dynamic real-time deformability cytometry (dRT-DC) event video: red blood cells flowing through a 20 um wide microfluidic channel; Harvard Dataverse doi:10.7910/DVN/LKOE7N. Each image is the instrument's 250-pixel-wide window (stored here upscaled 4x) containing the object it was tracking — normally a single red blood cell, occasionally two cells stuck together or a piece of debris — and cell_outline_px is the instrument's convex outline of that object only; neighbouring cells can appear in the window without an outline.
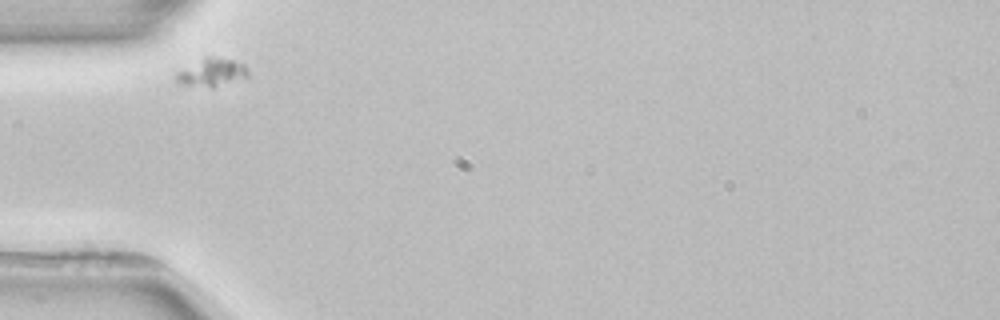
{"species": "common noctule bat (a hibernating species)", "species_latin": "Nyctalus noctula", "temperature_condition": "room temperature", "stored_images_in_passage": 5, "camera_frame_rate_fps": 3000, "um_per_image_px": 0.085, "animal": {"sex": "female", "body_mass_g": 22.7, "forearm_length_mm": 54.2}, "frame": {"image": 1, "passage_image": 1, "time_ms": 0.0, "image_size_px": [1000, 320], "cell_outline_px": [[248, 76], [212, 88], [180, 84], [176, 80], [176, 72], [204, 56], [208, 56], [232, 60], [244, 64], [248, 68]], "centroid_in_image_um": [17.97, 6.15], "position_along_channel_um": 67.0, "area_um2": 11.68}}